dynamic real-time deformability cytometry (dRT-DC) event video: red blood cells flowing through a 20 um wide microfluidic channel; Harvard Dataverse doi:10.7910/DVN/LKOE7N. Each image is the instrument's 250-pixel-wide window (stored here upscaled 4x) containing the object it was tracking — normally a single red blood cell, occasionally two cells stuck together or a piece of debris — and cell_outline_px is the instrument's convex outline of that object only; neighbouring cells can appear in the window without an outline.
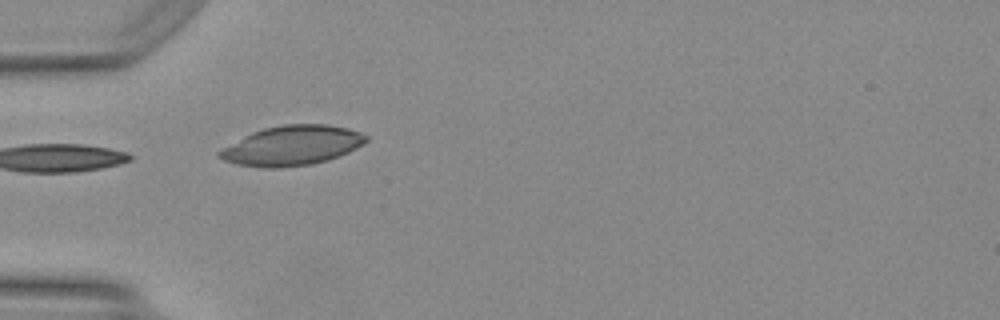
{"species": "Egyptian fruit bat (a non-hibernating species)", "species_latin": "Rousettus aegyptiacus", "temperature_condition": "warm", "stored_images_in_passage": 6, "camera_frame_rate_fps": 3000, "um_per_image_px": 0.085, "animal": {"sex": "female"}, "frame": {"image": 1, "passage_image": 1, "time_ms": 0.0, "image_size_px": [1000, 320], "cell_outline_px": [[368, 140], [364, 144], [340, 156], [328, 160], [312, 164], [276, 168], [264, 168], [236, 164], [224, 160], [216, 156], [216, 152], [244, 136], [252, 132], [264, 128], [284, 124], [328, 124], [348, 128], [360, 132], [368, 136]], "centroid_in_image_um": [24.83, 12.37], "position_along_channel_um": 60.2, "area_um2": 34.04}}
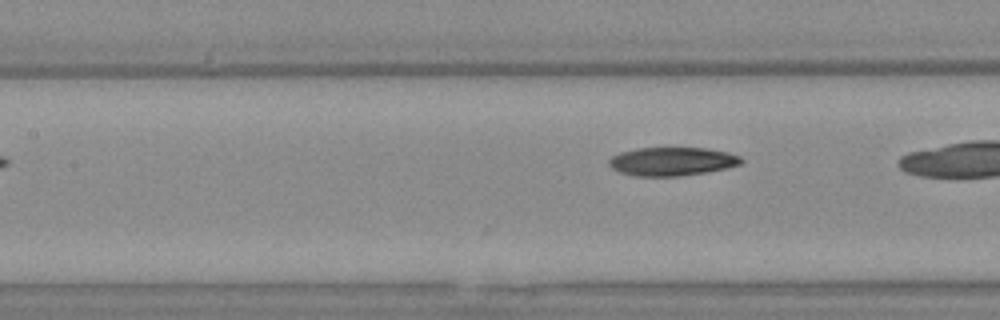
{"frame": {"image": 2, "passage_image": 6, "time_ms": 1.667, "image_size_px": [1000, 320], "cell_outline_px": [[744, 160], [740, 164], [724, 168], [704, 172], [680, 176], [632, 176], [620, 172], [612, 168], [608, 164], [608, 160], [612, 156], [620, 152], [636, 148], [708, 148], [728, 152], [740, 156]], "centroid_in_image_um": [57.09, 13.71], "position_along_channel_um": 150.3, "area_um2": 21.96}}